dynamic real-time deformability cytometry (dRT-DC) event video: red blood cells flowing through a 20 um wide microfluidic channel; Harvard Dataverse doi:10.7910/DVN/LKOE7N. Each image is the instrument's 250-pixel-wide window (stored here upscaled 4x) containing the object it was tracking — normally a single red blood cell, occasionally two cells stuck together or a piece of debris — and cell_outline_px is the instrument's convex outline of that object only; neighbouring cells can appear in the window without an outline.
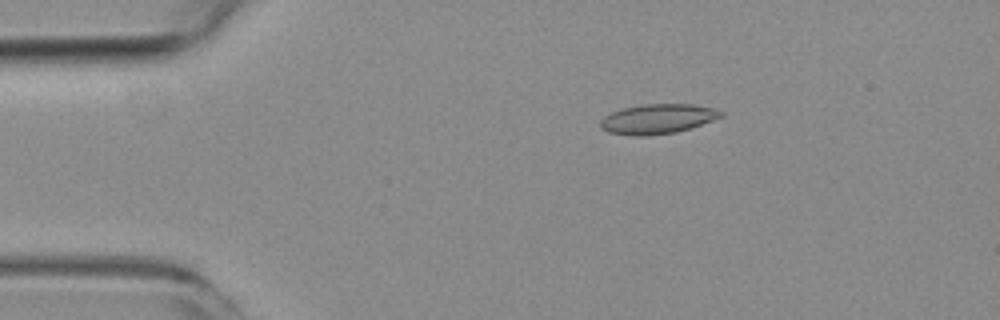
{"species": "common noctule bat (a hibernating species)", "species_latin": "Nyctalus noctula", "temperature_condition": "room temperature", "stored_images_in_passage": 4, "camera_frame_rate_fps": 3000, "um_per_image_px": 0.085, "animal": {"sex": "female", "body_mass_g": 19.3, "forearm_length_mm": 54.1}, "frame": {"image": 1, "passage_image": 2, "time_ms": 2.333, "image_size_px": [1000, 320], "cell_outline_px": [[724, 116], [676, 132], [644, 136], [636, 136], [608, 132], [600, 128], [600, 120], [604, 116], [612, 112], [624, 108], [644, 104], [692, 104], [712, 108], [724, 112]], "centroid_in_image_um": [55.87, 10.1], "position_along_channel_um": 29.1, "area_um2": 20.69}}